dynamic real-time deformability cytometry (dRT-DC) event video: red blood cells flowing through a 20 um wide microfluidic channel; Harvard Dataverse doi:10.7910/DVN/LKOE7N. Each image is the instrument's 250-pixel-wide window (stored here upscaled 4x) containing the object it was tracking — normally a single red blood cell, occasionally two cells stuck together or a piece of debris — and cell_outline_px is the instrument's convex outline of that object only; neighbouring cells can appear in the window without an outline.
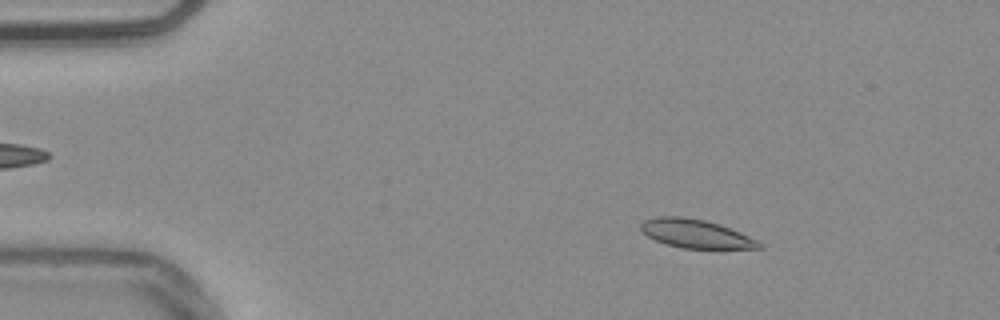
{"species": "common noctule bat (a hibernating species)", "species_latin": "Nyctalus noctula", "temperature_condition": "warm", "stored_images_in_passage": 53, "camera_frame_rate_fps": 3000, "um_per_image_px": 0.085, "animal": {"sex": "male", "body_mass_g": 20.4}, "frame": {"image": 1, "passage_image": 8, "time_ms": 2.333, "image_size_px": [1000, 320], "cell_outline_px": [[764, 248], [680, 248], [656, 240], [648, 236], [640, 228], [640, 224], [644, 220], [656, 216], [684, 216], [704, 220], [720, 224], [740, 232], [764, 244]], "centroid_in_image_um": [59.14, 19.85], "position_along_channel_um": 25.9, "area_um2": 19.59}}
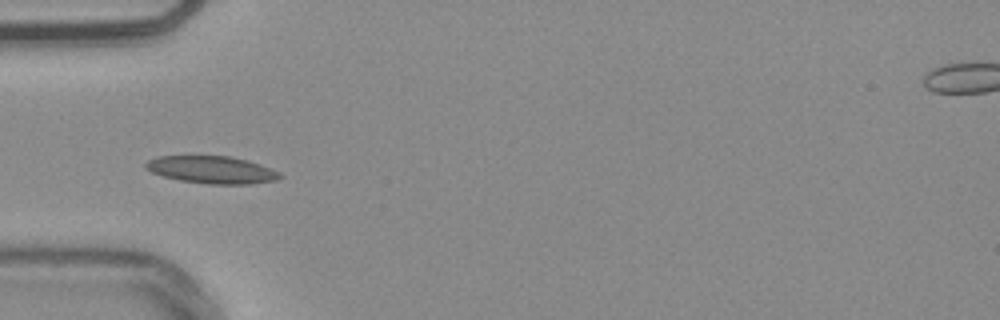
{"frame": {"image": 2, "passage_image": 17, "time_ms": 5.333, "image_size_px": [1000, 320], "cell_outline_px": [[284, 176], [276, 180], [248, 184], [208, 184], [180, 180], [164, 176], [152, 172], [144, 168], [144, 164], [148, 160], [156, 156], [228, 156], [248, 160], [260, 164], [280, 172]], "centroid_in_image_um": [18.01, 14.43], "position_along_channel_um": 67.0, "area_um2": 21.44}}
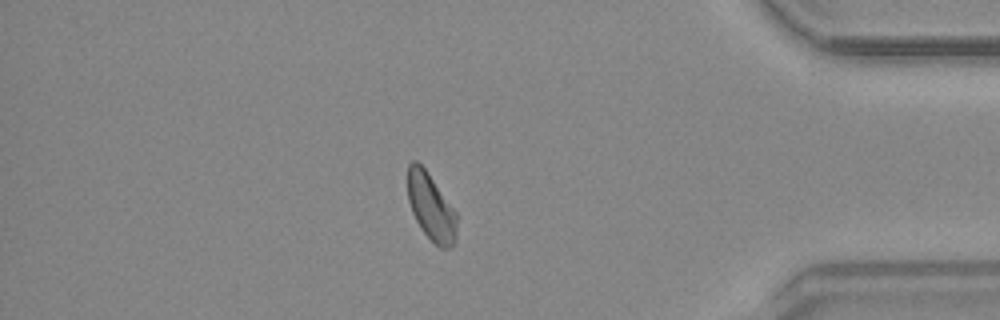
{"frame": {"image": 3, "passage_image": 46, "time_ms": 15.0, "image_size_px": [1000, 320], "cell_outline_px": [[456, 240], [452, 248], [440, 248], [420, 228], [412, 212], [408, 200], [408, 164], [412, 160], [416, 160], [424, 168], [456, 212]], "centroid_in_image_um": [36.63, 17.61], "position_along_channel_um": 398.6, "area_um2": 18.9}, "authors_computed_cell_mechanics": {"area_um2": 19.8254, "velocity_mm_per_s": 3.7646, "shape_relaxation_time_tau1_ms": 5.7387, "shape_relaxation_time_tau2_ms": 5.4611, "deformation_change_tau1": 0.1077, "deformation_change_tau2": 0.0892}}